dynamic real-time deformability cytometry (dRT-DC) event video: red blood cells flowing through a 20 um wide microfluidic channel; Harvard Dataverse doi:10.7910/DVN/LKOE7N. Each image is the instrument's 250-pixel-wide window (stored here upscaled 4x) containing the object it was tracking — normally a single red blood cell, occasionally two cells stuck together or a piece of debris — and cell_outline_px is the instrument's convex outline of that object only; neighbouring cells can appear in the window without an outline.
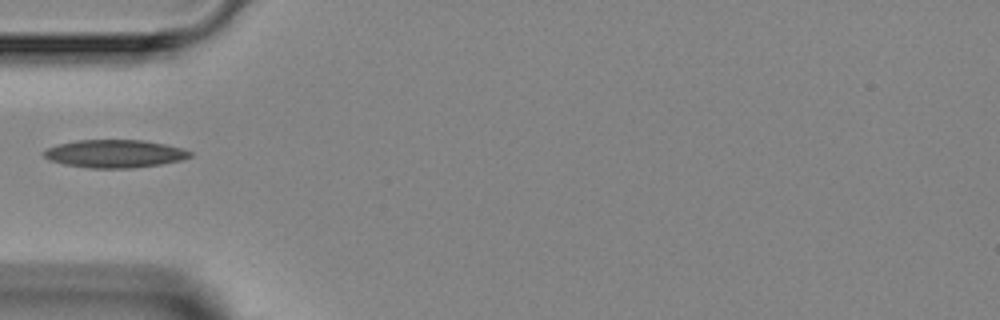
{"species": "Egyptian fruit bat (a non-hibernating species)", "species_latin": "Rousettus aegyptiacus", "temperature_condition": "room temperature", "stored_images_in_passage": 3, "camera_frame_rate_fps": 3000, "um_per_image_px": 0.085, "animal": {"sex": "female"}, "frame": {"image": 1, "passage_image": 2, "time_ms": 2.0, "image_size_px": [1000, 320], "cell_outline_px": [[192, 156], [184, 160], [160, 164], [132, 168], [88, 168], [64, 164], [48, 160], [40, 152], [56, 144], [76, 140], [144, 140], [164, 144], [180, 148], [192, 152]], "centroid_in_image_um": [9.72, 13.06], "position_along_channel_um": 75.3, "area_um2": 23.93}}
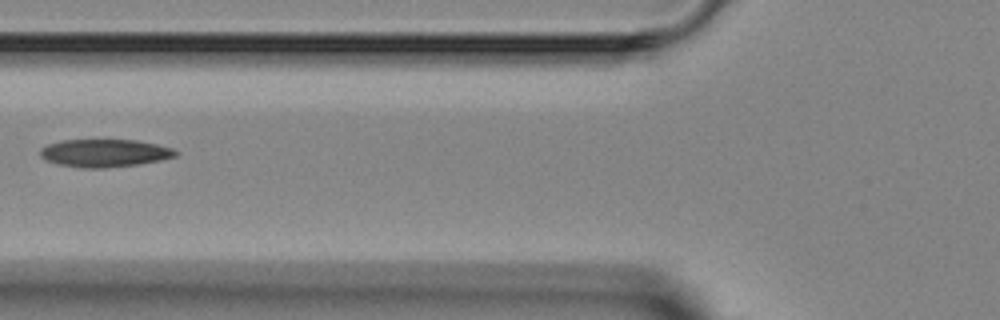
{"frame": {"image": 2, "passage_image": 3, "time_ms": 3.0, "image_size_px": [1000, 320], "cell_outline_px": [[180, 152], [176, 156], [160, 160], [136, 164], [104, 168], [80, 168], [56, 164], [44, 160], [40, 156], [40, 148], [48, 144], [60, 140], [136, 140], [156, 144], [172, 148]], "centroid_in_image_um": [8.85, 13.01], "position_along_channel_um": 117.0, "area_um2": 22.02}}